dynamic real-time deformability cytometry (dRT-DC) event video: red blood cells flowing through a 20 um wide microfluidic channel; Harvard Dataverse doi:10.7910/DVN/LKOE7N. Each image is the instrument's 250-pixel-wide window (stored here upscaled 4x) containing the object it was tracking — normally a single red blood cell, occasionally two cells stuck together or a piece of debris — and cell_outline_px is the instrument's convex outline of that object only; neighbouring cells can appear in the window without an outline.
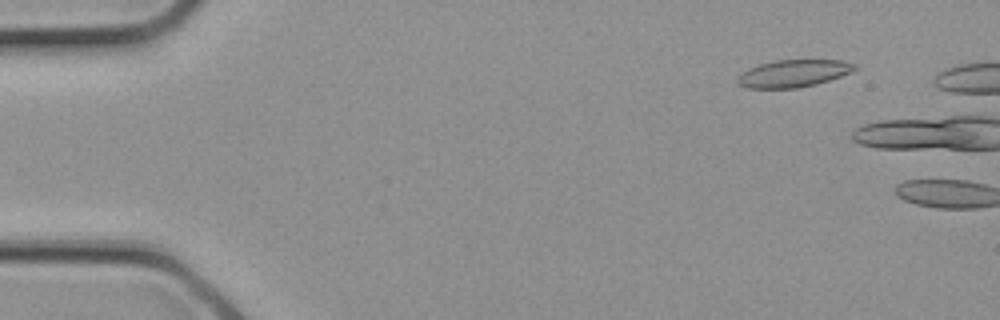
{"species": "common noctule bat (a hibernating species)", "species_latin": "Nyctalus noctula", "temperature_condition": "cold", "stored_images_in_passage": 3, "camera_frame_rate_fps": 3000, "um_per_image_px": 0.085, "animal": {"sex": "female", "body_mass_g": 21.9}, "frame": {"image": 1, "passage_image": 1, "time_ms": 0.0, "image_size_px": [1000, 320], "cell_outline_px": [[860, 68], [852, 72], [816, 84], [796, 88], [744, 88], [736, 84], [736, 80], [748, 68], [760, 64], [776, 60], [840, 60], [856, 64]], "centroid_in_image_um": [67.45, 6.24], "position_along_channel_um": 17.5, "area_um2": 18.67}}